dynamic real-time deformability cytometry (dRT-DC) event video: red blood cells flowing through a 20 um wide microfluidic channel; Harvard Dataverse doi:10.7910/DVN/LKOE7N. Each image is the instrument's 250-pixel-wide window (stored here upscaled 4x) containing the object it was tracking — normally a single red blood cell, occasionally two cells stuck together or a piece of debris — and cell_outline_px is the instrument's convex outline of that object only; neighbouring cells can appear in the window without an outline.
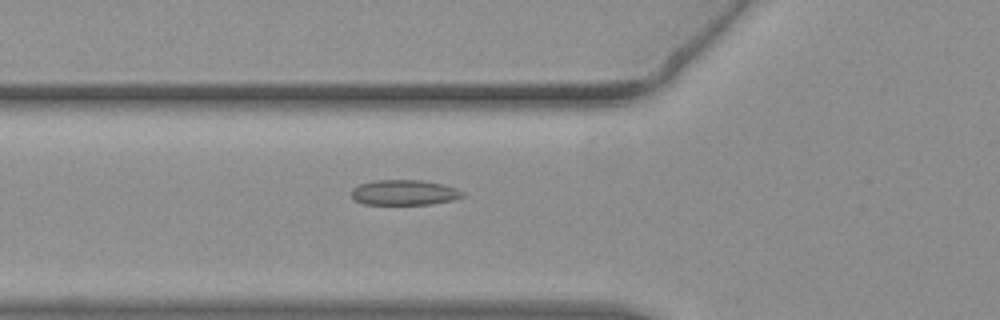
{"species": "common noctule bat (a hibernating species)", "species_latin": "Nyctalus noctula", "temperature_condition": "warm", "stored_images_in_passage": 36, "camera_frame_rate_fps": 3000, "um_per_image_px": 0.085, "animal": {"sex": "female", "body_mass_g": 19.3, "forearm_length_mm": 54.1}, "frame": {"image": 1, "passage_image": 2, "time_ms": 0.333, "image_size_px": [1000, 320], "cell_outline_px": [[464, 196], [452, 200], [432, 204], [364, 204], [356, 200], [352, 196], [352, 188], [360, 184], [376, 180], [424, 180], [444, 184], [456, 188], [464, 192]], "centroid_in_image_um": [34.39, 16.36], "position_along_channel_um": 91.4, "area_um2": 16.36}}
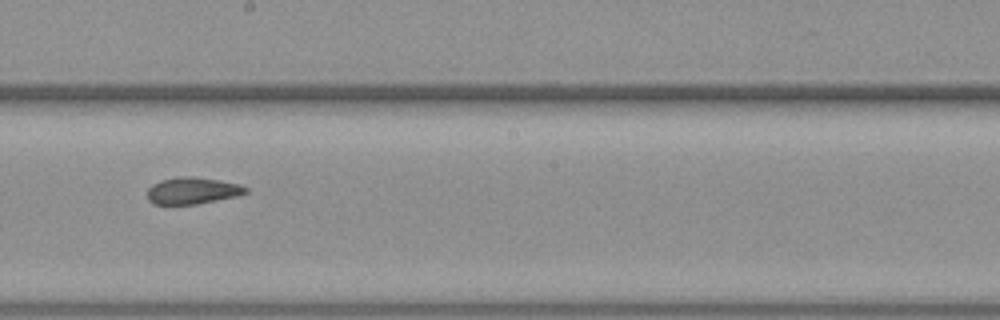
{"frame": {"image": 2, "passage_image": 13, "time_ms": 4.0, "image_size_px": [1000, 320], "cell_outline_px": [[248, 192], [236, 196], [196, 204], [152, 204], [148, 200], [148, 188], [152, 184], [160, 180], [180, 176], [192, 176], [240, 184], [248, 188]], "centroid_in_image_um": [16.33, 16.2], "position_along_channel_um": 231.9, "area_um2": 15.26}}
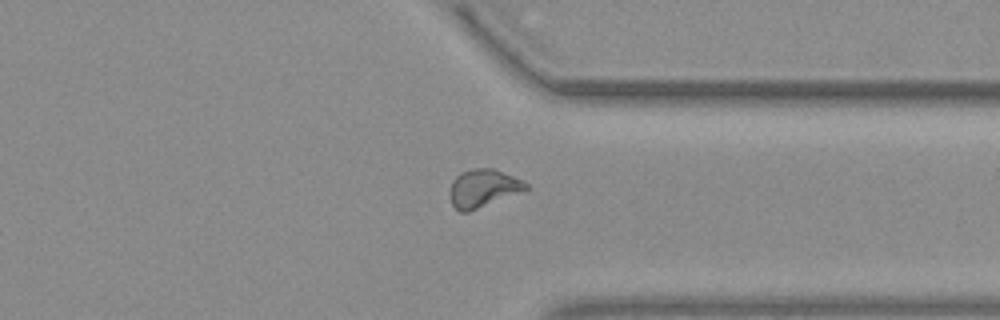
{"frame": {"image": 3, "passage_image": 24, "time_ms": 7.667, "image_size_px": [1000, 320], "cell_outline_px": [[528, 188], [468, 212], [460, 212], [452, 204], [448, 196], [448, 192], [452, 180], [460, 172], [472, 168], [492, 168], [512, 176], [528, 184]], "centroid_in_image_um": [40.97, 15.99], "position_along_channel_um": 370.4, "area_um2": 16.53}}